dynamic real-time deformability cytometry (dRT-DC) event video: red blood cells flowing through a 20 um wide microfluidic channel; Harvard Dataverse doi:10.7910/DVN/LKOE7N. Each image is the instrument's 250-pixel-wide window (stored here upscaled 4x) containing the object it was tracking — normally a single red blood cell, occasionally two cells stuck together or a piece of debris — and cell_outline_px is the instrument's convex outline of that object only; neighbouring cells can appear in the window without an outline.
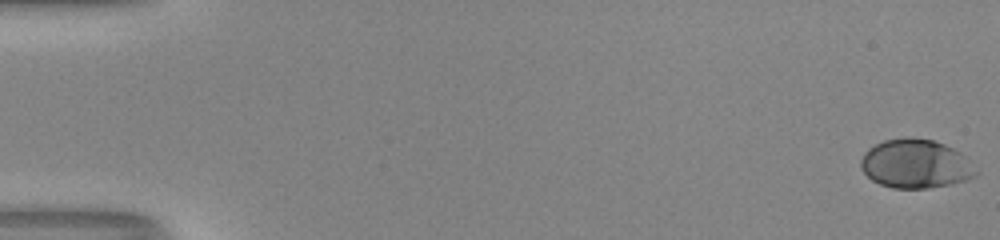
{"species": "human", "species_latin": "Homo sapiens", "temperature_condition": "room temperature", "stored_images_in_passage": 55, "segment_of_instrument_passage": [1, 2], "camera_frame_rate_fps": 3000, "um_per_image_px": 0.085, "donor": {"sex": "male"}, "frame": {"image": 1, "passage_image": 1, "time_ms": 0.0, "image_size_px": [1000, 240], "cell_outline_px": [[980, 172], [976, 176], [968, 180], [952, 184], [928, 188], [892, 188], [880, 184], [872, 180], [860, 168], [860, 160], [864, 152], [868, 148], [884, 140], [904, 136], [932, 140], [944, 144], [960, 152]], "centroid_in_image_um": [77.83, 13.93], "position_along_channel_um": 7.2, "area_um2": 33.06}}
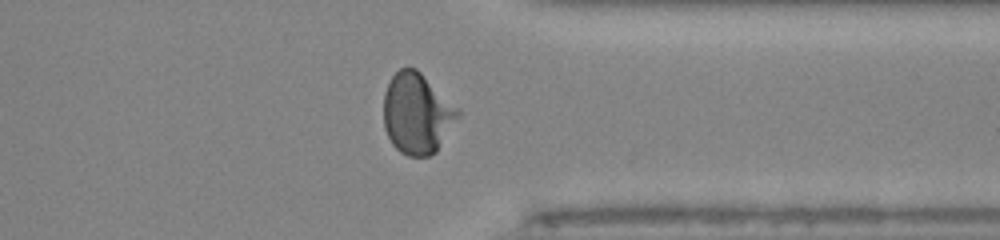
{"frame": {"image": 2, "passage_image": 43, "time_ms": 14.0, "image_size_px": [1000, 240], "cell_outline_px": [[460, 116], [436, 152], [428, 156], [408, 156], [400, 152], [392, 144], [384, 128], [384, 92], [392, 76], [400, 68], [416, 68], [460, 112]], "centroid_in_image_um": [35.42, 9.68], "position_along_channel_um": 376.0, "area_um2": 34.51}}
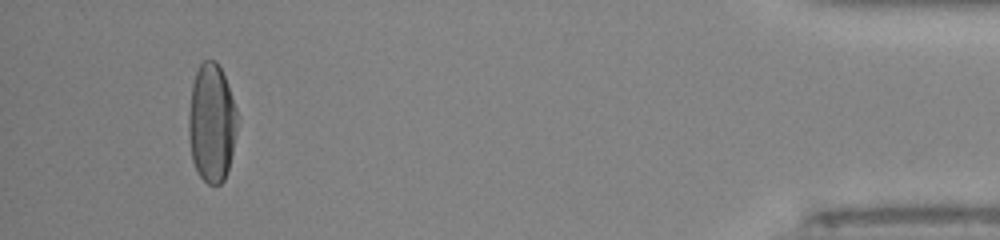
{"frame": {"image": 3, "passage_image": 51, "time_ms": 16.667, "image_size_px": [1000, 240], "cell_outline_px": [[236, 132], [232, 152], [228, 168], [224, 180], [220, 184], [208, 184], [200, 176], [192, 160], [188, 136], [188, 112], [192, 84], [196, 72], [200, 64], [204, 60], [216, 60], [224, 76], [236, 108]], "centroid_in_image_um": [17.96, 10.44], "position_along_channel_um": 417.2, "area_um2": 33.41}}